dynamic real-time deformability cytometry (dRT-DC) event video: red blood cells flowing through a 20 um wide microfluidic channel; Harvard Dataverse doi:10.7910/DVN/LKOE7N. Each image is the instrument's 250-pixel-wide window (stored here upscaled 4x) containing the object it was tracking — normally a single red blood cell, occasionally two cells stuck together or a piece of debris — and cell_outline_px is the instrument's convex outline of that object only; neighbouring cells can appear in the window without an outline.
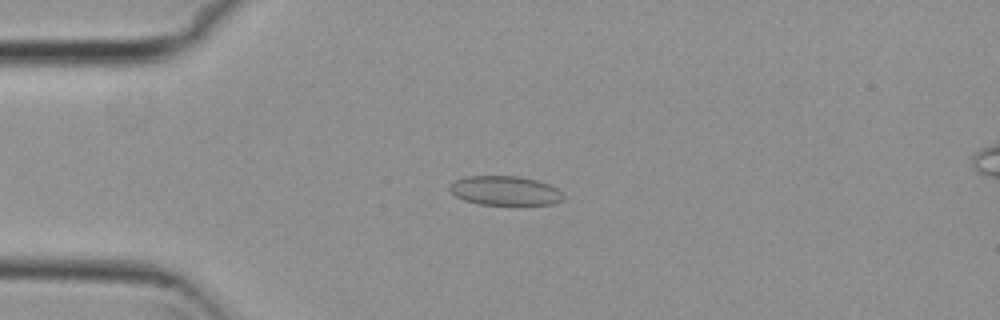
{"species": "common noctule bat (a hibernating species)", "species_latin": "Nyctalus noctula", "temperature_condition": "cold", "stored_images_in_passage": 50, "camera_frame_rate_fps": 3000, "um_per_image_px": 0.085, "animal": {"sex": "female", "body_mass_g": 29.2, "forearm_length_mm": 56.3}, "frame": {"image": 1, "passage_image": 9, "time_ms": 2.667, "image_size_px": [1000, 320], "cell_outline_px": [[564, 200], [552, 204], [480, 204], [464, 200], [456, 196], [448, 188], [456, 180], [464, 176], [520, 176], [536, 180], [548, 184], [556, 188], [564, 196]], "centroid_in_image_um": [42.93, 16.2], "position_along_channel_um": 42.1, "area_um2": 19.19}}
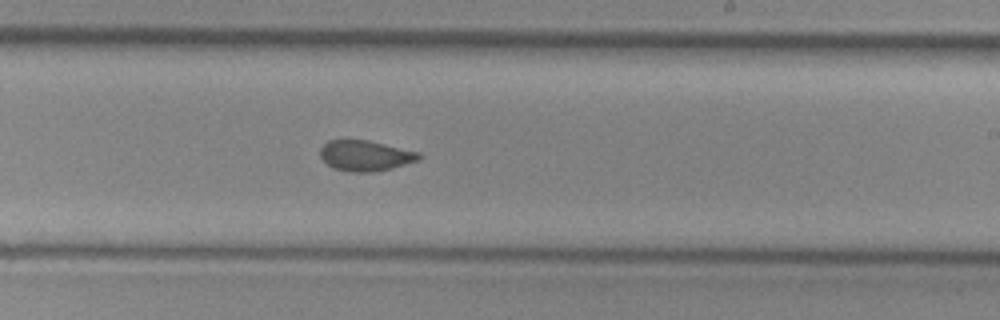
{"frame": {"image": 2, "passage_image": 28, "time_ms": 9.0, "image_size_px": [1000, 320], "cell_outline_px": [[420, 160], [392, 168], [376, 172], [352, 172], [332, 168], [320, 156], [320, 148], [328, 140], [348, 136], [368, 140], [420, 152]], "centroid_in_image_um": [31.02, 13.19], "position_along_channel_um": 258.0, "area_um2": 18.21}}
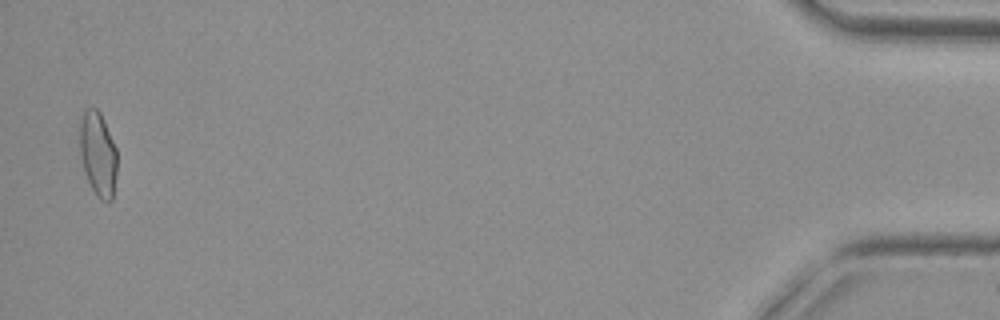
{"frame": {"image": 3, "passage_image": 49, "time_ms": 16.0, "image_size_px": [1000, 320], "cell_outline_px": [[116, 172], [112, 200], [100, 200], [96, 196], [84, 172], [80, 152], [80, 120], [84, 108], [96, 108], [100, 112], [104, 120], [116, 148]], "centroid_in_image_um": [8.31, 13.06], "position_along_channel_um": 426.9, "area_um2": 18.26}, "authors_computed_cell_mechanics": {"area_um2": 18.207, "velocity_mm_per_s": 3.7869, "shape_relaxation_time_tau1_ms": null, "shape_relaxation_time_tau2_ms": 1.2228, "deformation_change_tau1": null, "deformation_change_tau2": 0.0443}}